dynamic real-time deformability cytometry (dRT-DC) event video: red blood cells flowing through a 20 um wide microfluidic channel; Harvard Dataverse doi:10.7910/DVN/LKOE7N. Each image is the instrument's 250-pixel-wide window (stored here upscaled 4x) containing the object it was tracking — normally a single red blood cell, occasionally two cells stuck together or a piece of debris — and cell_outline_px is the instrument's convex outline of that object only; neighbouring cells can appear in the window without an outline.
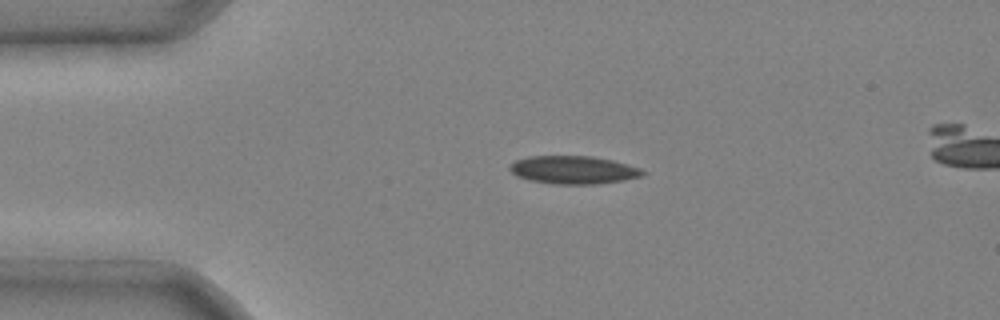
{"species": "common noctule bat (a hibernating species)", "species_latin": "Nyctalus noctula", "temperature_condition": "cold", "stored_images_in_passage": 6, "camera_frame_rate_fps": 3000, "um_per_image_px": 0.085, "animal": {"sex": "male", "body_mass_g": 20.4}, "frame": {"image": 1, "passage_image": 2, "time_ms": 0.333, "image_size_px": [1000, 320], "cell_outline_px": [[648, 172], [644, 176], [596, 184], [552, 184], [528, 180], [516, 176], [508, 168], [516, 160], [528, 156], [592, 156], [612, 160], [628, 164], [640, 168]], "centroid_in_image_um": [48.75, 14.44], "position_along_channel_um": 36.3, "area_um2": 21.79}}
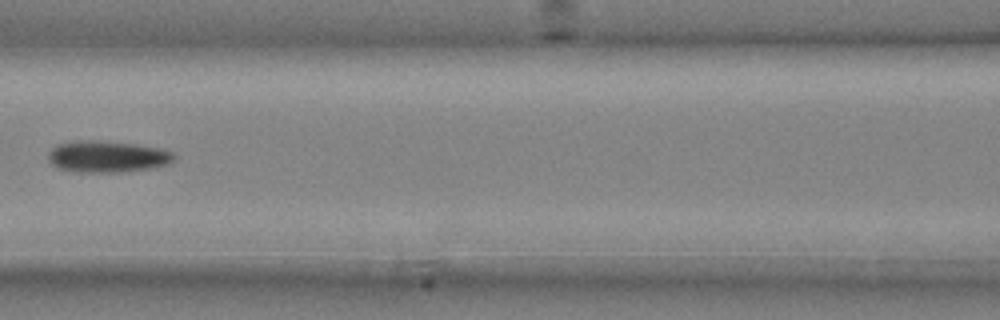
{"frame": {"image": 2, "passage_image": 5, "time_ms": 1.333, "image_size_px": [1000, 320], "cell_outline_px": [[176, 160], [168, 164], [152, 168], [124, 172], [80, 172], [56, 168], [48, 160], [48, 152], [56, 144], [76, 140], [92, 140], [136, 144], [160, 148], [172, 152], [176, 156]], "centroid_in_image_um": [9.12, 13.31], "position_along_channel_um": 157.5, "area_um2": 23.41}}
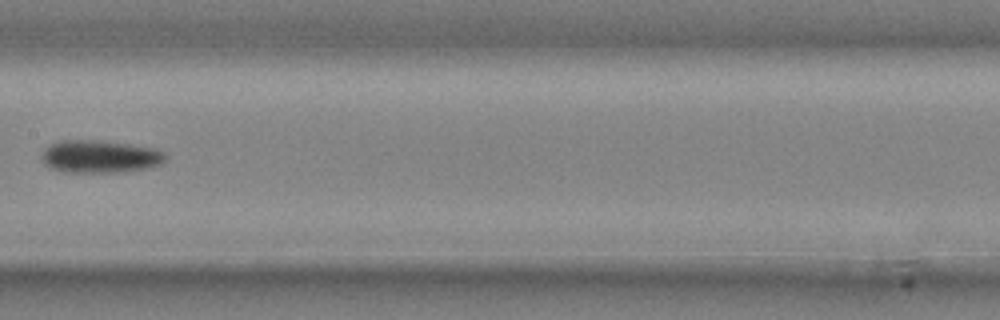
{"frame": {"image": 3, "passage_image": 6, "time_ms": 1.667, "image_size_px": [1000, 320], "cell_outline_px": [[168, 156], [160, 164], [148, 168], [120, 172], [64, 172], [52, 168], [44, 164], [40, 156], [44, 148], [60, 140], [96, 140], [128, 144], [156, 148], [164, 152]], "centroid_in_image_um": [8.49, 13.3], "position_along_channel_um": 198.9, "area_um2": 23.64}}